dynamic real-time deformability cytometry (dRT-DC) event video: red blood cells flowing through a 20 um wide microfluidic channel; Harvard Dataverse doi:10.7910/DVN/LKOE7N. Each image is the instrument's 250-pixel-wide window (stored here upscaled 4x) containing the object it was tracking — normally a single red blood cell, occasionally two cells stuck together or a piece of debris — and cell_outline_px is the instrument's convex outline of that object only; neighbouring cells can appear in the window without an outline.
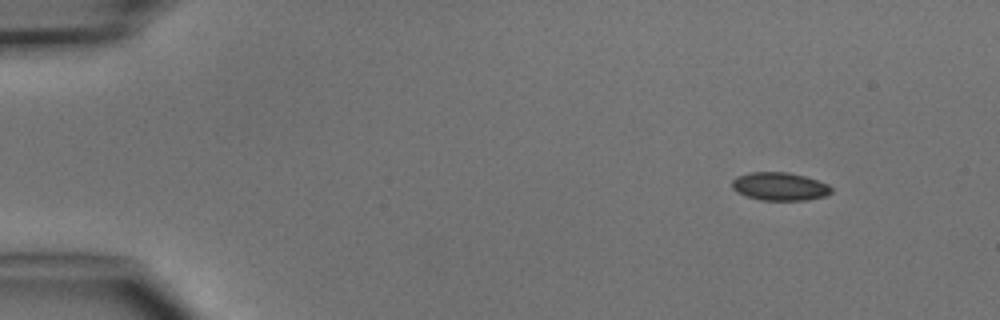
{"species": "common noctule bat (a hibernating species)", "species_latin": "Nyctalus noctula", "temperature_condition": "cold", "stored_images_in_passage": 4, "camera_frame_rate_fps": 3000, "um_per_image_px": 0.085, "animal": {"sex": "male", "body_mass_g": 15.6}, "frame": {"image": 1, "passage_image": 1, "time_ms": 0.0, "image_size_px": [1000, 320], "cell_outline_px": [[832, 192], [824, 196], [808, 200], [760, 200], [736, 192], [732, 188], [732, 180], [736, 176], [752, 172], [788, 172], [804, 176], [828, 184], [832, 188]], "centroid_in_image_um": [66.26, 15.85], "position_along_channel_um": 18.7, "area_um2": 16.24}}